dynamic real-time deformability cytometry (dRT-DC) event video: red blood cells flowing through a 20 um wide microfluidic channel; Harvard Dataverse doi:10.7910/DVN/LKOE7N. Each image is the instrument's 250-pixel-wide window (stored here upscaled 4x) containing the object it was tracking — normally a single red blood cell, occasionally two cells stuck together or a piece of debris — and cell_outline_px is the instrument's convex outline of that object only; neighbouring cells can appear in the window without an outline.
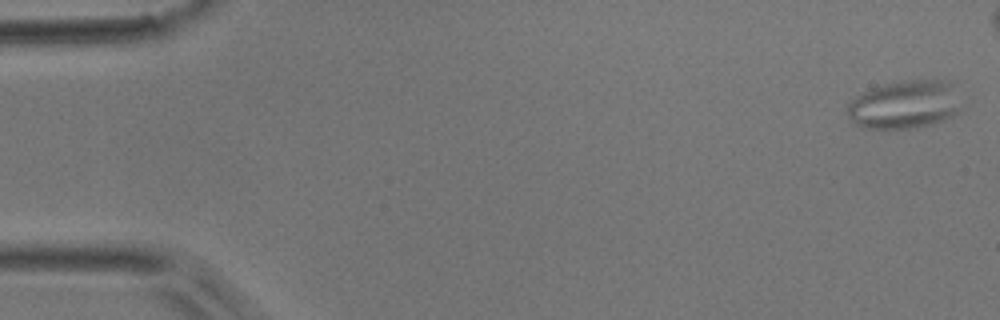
{"species": "common noctule bat (a hibernating species)", "species_latin": "Nyctalus noctula", "temperature_condition": "room temperature", "stored_images_in_passage": 45, "segment_of_instrument_passage": [1, 3], "camera_frame_rate_fps": 3000, "um_per_image_px": 0.085, "animal": {"sex": "male", "body_mass_g": 17.9}, "frame": {"image": 1, "passage_image": 1, "time_ms": 0.0, "image_size_px": [1000, 320], "cell_outline_px": [[960, 112], [944, 120], [932, 124], [916, 128], [868, 128], [852, 124], [844, 108], [856, 96], [872, 88], [884, 84], [904, 80], [948, 80]], "centroid_in_image_um": [76.8, 8.91], "position_along_channel_um": 8.2, "area_um2": 31.67}}